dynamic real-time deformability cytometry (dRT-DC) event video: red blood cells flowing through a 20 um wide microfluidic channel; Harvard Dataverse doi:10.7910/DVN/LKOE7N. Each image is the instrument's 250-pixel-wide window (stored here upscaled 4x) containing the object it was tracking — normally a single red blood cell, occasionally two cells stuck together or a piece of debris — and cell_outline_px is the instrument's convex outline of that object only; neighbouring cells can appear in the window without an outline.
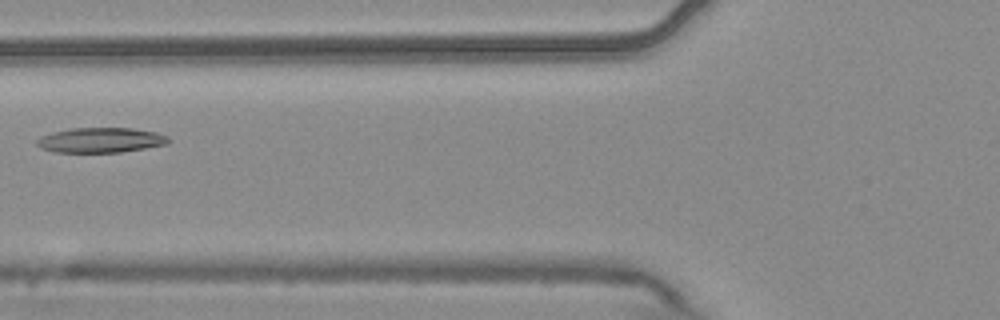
{"species": "common noctule bat (a hibernating species)", "species_latin": "Nyctalus noctula", "temperature_condition": "warm", "stored_images_in_passage": 6, "camera_frame_rate_fps": 3000, "um_per_image_px": 0.085, "animal": {"sex": "male", "body_mass_g": 20.4}, "frame": {"image": 1, "passage_image": 6, "time_ms": 1.667, "image_size_px": [1000, 320], "cell_outline_px": [[172, 140], [168, 144], [120, 152], [56, 152], [40, 148], [36, 144], [36, 140], [40, 136], [52, 132], [72, 128], [132, 128], [156, 132], [168, 136]], "centroid_in_image_um": [8.56, 11.9], "position_along_channel_um": 117.2, "area_um2": 19.25}}